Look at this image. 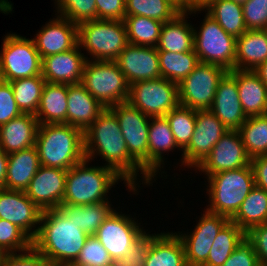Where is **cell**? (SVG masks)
<instances>
[{"label":"cell","instance_id":"obj_1","mask_svg":"<svg viewBox=\"0 0 267 266\" xmlns=\"http://www.w3.org/2000/svg\"><path fill=\"white\" fill-rule=\"evenodd\" d=\"M83 138L85 159L91 164L96 156L101 157V160L105 161L104 166L113 169L124 179L126 190L130 193L139 194L140 181L144 185L153 186V179L129 155L118 119L109 108H106L83 132Z\"/></svg>","mask_w":267,"mask_h":266},{"label":"cell","instance_id":"obj_2","mask_svg":"<svg viewBox=\"0 0 267 266\" xmlns=\"http://www.w3.org/2000/svg\"><path fill=\"white\" fill-rule=\"evenodd\" d=\"M89 237L58 208L43 210L32 247L51 264L74 262Z\"/></svg>","mask_w":267,"mask_h":266},{"label":"cell","instance_id":"obj_3","mask_svg":"<svg viewBox=\"0 0 267 266\" xmlns=\"http://www.w3.org/2000/svg\"><path fill=\"white\" fill-rule=\"evenodd\" d=\"M35 147L40 165L69 170L85 159L83 131L69 124H39Z\"/></svg>","mask_w":267,"mask_h":266},{"label":"cell","instance_id":"obj_4","mask_svg":"<svg viewBox=\"0 0 267 266\" xmlns=\"http://www.w3.org/2000/svg\"><path fill=\"white\" fill-rule=\"evenodd\" d=\"M89 162L84 159L67 170L63 204L84 206L110 200L111 188L124 181L113 169L104 165L90 166Z\"/></svg>","mask_w":267,"mask_h":266},{"label":"cell","instance_id":"obj_5","mask_svg":"<svg viewBox=\"0 0 267 266\" xmlns=\"http://www.w3.org/2000/svg\"><path fill=\"white\" fill-rule=\"evenodd\" d=\"M208 206L204 210L231 219L241 203L255 187L251 165L234 170L222 171L205 177Z\"/></svg>","mask_w":267,"mask_h":266},{"label":"cell","instance_id":"obj_6","mask_svg":"<svg viewBox=\"0 0 267 266\" xmlns=\"http://www.w3.org/2000/svg\"><path fill=\"white\" fill-rule=\"evenodd\" d=\"M78 44L89 60L115 61L129 44L123 20H92L78 25Z\"/></svg>","mask_w":267,"mask_h":266},{"label":"cell","instance_id":"obj_7","mask_svg":"<svg viewBox=\"0 0 267 266\" xmlns=\"http://www.w3.org/2000/svg\"><path fill=\"white\" fill-rule=\"evenodd\" d=\"M81 84L106 108L126 102L130 85L115 61L87 59Z\"/></svg>","mask_w":267,"mask_h":266},{"label":"cell","instance_id":"obj_8","mask_svg":"<svg viewBox=\"0 0 267 266\" xmlns=\"http://www.w3.org/2000/svg\"><path fill=\"white\" fill-rule=\"evenodd\" d=\"M1 43L0 80L11 82L42 74V58L32 38L11 32Z\"/></svg>","mask_w":267,"mask_h":266},{"label":"cell","instance_id":"obj_9","mask_svg":"<svg viewBox=\"0 0 267 266\" xmlns=\"http://www.w3.org/2000/svg\"><path fill=\"white\" fill-rule=\"evenodd\" d=\"M198 27L193 29L194 51L199 62L221 66L227 71L234 70L236 38L225 32L206 12Z\"/></svg>","mask_w":267,"mask_h":266},{"label":"cell","instance_id":"obj_10","mask_svg":"<svg viewBox=\"0 0 267 266\" xmlns=\"http://www.w3.org/2000/svg\"><path fill=\"white\" fill-rule=\"evenodd\" d=\"M149 117L165 116L179 103L178 84L163 77L130 85L127 100Z\"/></svg>","mask_w":267,"mask_h":266},{"label":"cell","instance_id":"obj_11","mask_svg":"<svg viewBox=\"0 0 267 266\" xmlns=\"http://www.w3.org/2000/svg\"><path fill=\"white\" fill-rule=\"evenodd\" d=\"M227 72L221 66L199 62L178 84L180 105L194 110L210 109L218 84Z\"/></svg>","mask_w":267,"mask_h":266},{"label":"cell","instance_id":"obj_12","mask_svg":"<svg viewBox=\"0 0 267 266\" xmlns=\"http://www.w3.org/2000/svg\"><path fill=\"white\" fill-rule=\"evenodd\" d=\"M116 115L129 155L148 174L149 116L128 101L110 106Z\"/></svg>","mask_w":267,"mask_h":266},{"label":"cell","instance_id":"obj_13","mask_svg":"<svg viewBox=\"0 0 267 266\" xmlns=\"http://www.w3.org/2000/svg\"><path fill=\"white\" fill-rule=\"evenodd\" d=\"M136 219L115 209L96 231L95 236L112 260L119 261L124 257L131 251L136 240L146 232Z\"/></svg>","mask_w":267,"mask_h":266},{"label":"cell","instance_id":"obj_14","mask_svg":"<svg viewBox=\"0 0 267 266\" xmlns=\"http://www.w3.org/2000/svg\"><path fill=\"white\" fill-rule=\"evenodd\" d=\"M229 129L209 110H196V124L188 146L182 151L181 165L195 168L211 152Z\"/></svg>","mask_w":267,"mask_h":266},{"label":"cell","instance_id":"obj_15","mask_svg":"<svg viewBox=\"0 0 267 266\" xmlns=\"http://www.w3.org/2000/svg\"><path fill=\"white\" fill-rule=\"evenodd\" d=\"M229 220L205 210L189 234L175 232L183 243L187 266H202L207 261L215 237Z\"/></svg>","mask_w":267,"mask_h":266},{"label":"cell","instance_id":"obj_16","mask_svg":"<svg viewBox=\"0 0 267 266\" xmlns=\"http://www.w3.org/2000/svg\"><path fill=\"white\" fill-rule=\"evenodd\" d=\"M241 136L238 131H228L215 144L211 152L195 168L204 175L246 167L250 164Z\"/></svg>","mask_w":267,"mask_h":266},{"label":"cell","instance_id":"obj_17","mask_svg":"<svg viewBox=\"0 0 267 266\" xmlns=\"http://www.w3.org/2000/svg\"><path fill=\"white\" fill-rule=\"evenodd\" d=\"M42 212L25 191L0 189V218L16 224L31 239L38 232Z\"/></svg>","mask_w":267,"mask_h":266},{"label":"cell","instance_id":"obj_18","mask_svg":"<svg viewBox=\"0 0 267 266\" xmlns=\"http://www.w3.org/2000/svg\"><path fill=\"white\" fill-rule=\"evenodd\" d=\"M115 62L129 85L161 77L158 49L150 46L128 44Z\"/></svg>","mask_w":267,"mask_h":266},{"label":"cell","instance_id":"obj_19","mask_svg":"<svg viewBox=\"0 0 267 266\" xmlns=\"http://www.w3.org/2000/svg\"><path fill=\"white\" fill-rule=\"evenodd\" d=\"M67 170L40 165L26 195L43 211L57 209L63 202Z\"/></svg>","mask_w":267,"mask_h":266},{"label":"cell","instance_id":"obj_20","mask_svg":"<svg viewBox=\"0 0 267 266\" xmlns=\"http://www.w3.org/2000/svg\"><path fill=\"white\" fill-rule=\"evenodd\" d=\"M34 35L35 46L41 58L71 50L78 44V25L55 14Z\"/></svg>","mask_w":267,"mask_h":266},{"label":"cell","instance_id":"obj_21","mask_svg":"<svg viewBox=\"0 0 267 266\" xmlns=\"http://www.w3.org/2000/svg\"><path fill=\"white\" fill-rule=\"evenodd\" d=\"M88 58L82 53L79 44L71 50L44 57L42 77L49 83L80 84Z\"/></svg>","mask_w":267,"mask_h":266},{"label":"cell","instance_id":"obj_22","mask_svg":"<svg viewBox=\"0 0 267 266\" xmlns=\"http://www.w3.org/2000/svg\"><path fill=\"white\" fill-rule=\"evenodd\" d=\"M209 110L230 131H237L247 119L240 103L236 78L229 71L220 80Z\"/></svg>","mask_w":267,"mask_h":266},{"label":"cell","instance_id":"obj_23","mask_svg":"<svg viewBox=\"0 0 267 266\" xmlns=\"http://www.w3.org/2000/svg\"><path fill=\"white\" fill-rule=\"evenodd\" d=\"M176 148L182 152L175 142L166 117H151L148 134V175L154 181L157 180V175H161L162 178L165 173V170H161L164 167L163 165H166L164 164L165 152L169 154L170 151L173 152Z\"/></svg>","mask_w":267,"mask_h":266},{"label":"cell","instance_id":"obj_24","mask_svg":"<svg viewBox=\"0 0 267 266\" xmlns=\"http://www.w3.org/2000/svg\"><path fill=\"white\" fill-rule=\"evenodd\" d=\"M202 12V8L193 7L188 11L179 12L172 20L164 22L156 45L158 51L181 53L194 50V25L188 22L187 18Z\"/></svg>","mask_w":267,"mask_h":266},{"label":"cell","instance_id":"obj_25","mask_svg":"<svg viewBox=\"0 0 267 266\" xmlns=\"http://www.w3.org/2000/svg\"><path fill=\"white\" fill-rule=\"evenodd\" d=\"M67 103V124L83 132L106 109L81 83L68 85Z\"/></svg>","mask_w":267,"mask_h":266},{"label":"cell","instance_id":"obj_26","mask_svg":"<svg viewBox=\"0 0 267 266\" xmlns=\"http://www.w3.org/2000/svg\"><path fill=\"white\" fill-rule=\"evenodd\" d=\"M38 127L35 115L22 113L0 126V147L10 154L35 146Z\"/></svg>","mask_w":267,"mask_h":266},{"label":"cell","instance_id":"obj_27","mask_svg":"<svg viewBox=\"0 0 267 266\" xmlns=\"http://www.w3.org/2000/svg\"><path fill=\"white\" fill-rule=\"evenodd\" d=\"M235 78L240 103L246 117L267 114V86L251 70L229 71Z\"/></svg>","mask_w":267,"mask_h":266},{"label":"cell","instance_id":"obj_28","mask_svg":"<svg viewBox=\"0 0 267 266\" xmlns=\"http://www.w3.org/2000/svg\"><path fill=\"white\" fill-rule=\"evenodd\" d=\"M144 266H187L184 246L177 234L157 233L148 245Z\"/></svg>","mask_w":267,"mask_h":266},{"label":"cell","instance_id":"obj_29","mask_svg":"<svg viewBox=\"0 0 267 266\" xmlns=\"http://www.w3.org/2000/svg\"><path fill=\"white\" fill-rule=\"evenodd\" d=\"M39 167L35 146L8 154L4 188L25 191Z\"/></svg>","mask_w":267,"mask_h":266},{"label":"cell","instance_id":"obj_30","mask_svg":"<svg viewBox=\"0 0 267 266\" xmlns=\"http://www.w3.org/2000/svg\"><path fill=\"white\" fill-rule=\"evenodd\" d=\"M68 84L46 82L35 117L39 124H67Z\"/></svg>","mask_w":267,"mask_h":266},{"label":"cell","instance_id":"obj_31","mask_svg":"<svg viewBox=\"0 0 267 266\" xmlns=\"http://www.w3.org/2000/svg\"><path fill=\"white\" fill-rule=\"evenodd\" d=\"M267 61V30H247L236 39V70L253 71Z\"/></svg>","mask_w":267,"mask_h":266},{"label":"cell","instance_id":"obj_32","mask_svg":"<svg viewBox=\"0 0 267 266\" xmlns=\"http://www.w3.org/2000/svg\"><path fill=\"white\" fill-rule=\"evenodd\" d=\"M111 200L84 206L61 204L59 210L72 219L86 234L95 235L101 224L115 210Z\"/></svg>","mask_w":267,"mask_h":266},{"label":"cell","instance_id":"obj_33","mask_svg":"<svg viewBox=\"0 0 267 266\" xmlns=\"http://www.w3.org/2000/svg\"><path fill=\"white\" fill-rule=\"evenodd\" d=\"M202 9L236 39L247 31L240 3L233 0H210Z\"/></svg>","mask_w":267,"mask_h":266},{"label":"cell","instance_id":"obj_34","mask_svg":"<svg viewBox=\"0 0 267 266\" xmlns=\"http://www.w3.org/2000/svg\"><path fill=\"white\" fill-rule=\"evenodd\" d=\"M245 233L252 227L267 222V191L255 186L230 219Z\"/></svg>","mask_w":267,"mask_h":266},{"label":"cell","instance_id":"obj_35","mask_svg":"<svg viewBox=\"0 0 267 266\" xmlns=\"http://www.w3.org/2000/svg\"><path fill=\"white\" fill-rule=\"evenodd\" d=\"M246 233L229 220L215 237L207 261L202 266H222Z\"/></svg>","mask_w":267,"mask_h":266},{"label":"cell","instance_id":"obj_36","mask_svg":"<svg viewBox=\"0 0 267 266\" xmlns=\"http://www.w3.org/2000/svg\"><path fill=\"white\" fill-rule=\"evenodd\" d=\"M161 77L179 84L199 63L194 50L189 52L158 51Z\"/></svg>","mask_w":267,"mask_h":266},{"label":"cell","instance_id":"obj_37","mask_svg":"<svg viewBox=\"0 0 267 266\" xmlns=\"http://www.w3.org/2000/svg\"><path fill=\"white\" fill-rule=\"evenodd\" d=\"M237 131L250 159L267 155V114L247 117Z\"/></svg>","mask_w":267,"mask_h":266},{"label":"cell","instance_id":"obj_38","mask_svg":"<svg viewBox=\"0 0 267 266\" xmlns=\"http://www.w3.org/2000/svg\"><path fill=\"white\" fill-rule=\"evenodd\" d=\"M9 83L13 89L14 98L20 111L22 113L36 115L46 83L42 74L29 78L16 79Z\"/></svg>","mask_w":267,"mask_h":266},{"label":"cell","instance_id":"obj_39","mask_svg":"<svg viewBox=\"0 0 267 266\" xmlns=\"http://www.w3.org/2000/svg\"><path fill=\"white\" fill-rule=\"evenodd\" d=\"M123 21L130 44L156 47L163 22L145 16H125Z\"/></svg>","mask_w":267,"mask_h":266},{"label":"cell","instance_id":"obj_40","mask_svg":"<svg viewBox=\"0 0 267 266\" xmlns=\"http://www.w3.org/2000/svg\"><path fill=\"white\" fill-rule=\"evenodd\" d=\"M181 12L169 0H126L125 16H145L160 22L172 20Z\"/></svg>","mask_w":267,"mask_h":266},{"label":"cell","instance_id":"obj_41","mask_svg":"<svg viewBox=\"0 0 267 266\" xmlns=\"http://www.w3.org/2000/svg\"><path fill=\"white\" fill-rule=\"evenodd\" d=\"M177 146L183 151L193 136L196 124V110L178 105L165 115Z\"/></svg>","mask_w":267,"mask_h":266},{"label":"cell","instance_id":"obj_42","mask_svg":"<svg viewBox=\"0 0 267 266\" xmlns=\"http://www.w3.org/2000/svg\"><path fill=\"white\" fill-rule=\"evenodd\" d=\"M54 4L57 15L76 25L97 20L96 0H54Z\"/></svg>","mask_w":267,"mask_h":266},{"label":"cell","instance_id":"obj_43","mask_svg":"<svg viewBox=\"0 0 267 266\" xmlns=\"http://www.w3.org/2000/svg\"><path fill=\"white\" fill-rule=\"evenodd\" d=\"M32 247V239L16 224L0 218V251L20 253Z\"/></svg>","mask_w":267,"mask_h":266},{"label":"cell","instance_id":"obj_44","mask_svg":"<svg viewBox=\"0 0 267 266\" xmlns=\"http://www.w3.org/2000/svg\"><path fill=\"white\" fill-rule=\"evenodd\" d=\"M111 260L108 251L97 237L90 235L73 263L78 266H100Z\"/></svg>","mask_w":267,"mask_h":266},{"label":"cell","instance_id":"obj_45","mask_svg":"<svg viewBox=\"0 0 267 266\" xmlns=\"http://www.w3.org/2000/svg\"><path fill=\"white\" fill-rule=\"evenodd\" d=\"M242 9L247 30H267V0H247Z\"/></svg>","mask_w":267,"mask_h":266},{"label":"cell","instance_id":"obj_46","mask_svg":"<svg viewBox=\"0 0 267 266\" xmlns=\"http://www.w3.org/2000/svg\"><path fill=\"white\" fill-rule=\"evenodd\" d=\"M222 266H260L253 243L245 236Z\"/></svg>","mask_w":267,"mask_h":266},{"label":"cell","instance_id":"obj_47","mask_svg":"<svg viewBox=\"0 0 267 266\" xmlns=\"http://www.w3.org/2000/svg\"><path fill=\"white\" fill-rule=\"evenodd\" d=\"M21 114L22 112L15 101L11 84L0 80V126Z\"/></svg>","mask_w":267,"mask_h":266},{"label":"cell","instance_id":"obj_48","mask_svg":"<svg viewBox=\"0 0 267 266\" xmlns=\"http://www.w3.org/2000/svg\"><path fill=\"white\" fill-rule=\"evenodd\" d=\"M2 266H52V264L31 247L20 253H5Z\"/></svg>","mask_w":267,"mask_h":266},{"label":"cell","instance_id":"obj_49","mask_svg":"<svg viewBox=\"0 0 267 266\" xmlns=\"http://www.w3.org/2000/svg\"><path fill=\"white\" fill-rule=\"evenodd\" d=\"M145 232L132 245V249L124 257L119 259L120 266H144L148 245L151 239L156 235Z\"/></svg>","mask_w":267,"mask_h":266},{"label":"cell","instance_id":"obj_50","mask_svg":"<svg viewBox=\"0 0 267 266\" xmlns=\"http://www.w3.org/2000/svg\"><path fill=\"white\" fill-rule=\"evenodd\" d=\"M246 237L253 243L260 265H267V222L252 227Z\"/></svg>","mask_w":267,"mask_h":266},{"label":"cell","instance_id":"obj_51","mask_svg":"<svg viewBox=\"0 0 267 266\" xmlns=\"http://www.w3.org/2000/svg\"><path fill=\"white\" fill-rule=\"evenodd\" d=\"M126 0H96L98 20H124Z\"/></svg>","mask_w":267,"mask_h":266},{"label":"cell","instance_id":"obj_52","mask_svg":"<svg viewBox=\"0 0 267 266\" xmlns=\"http://www.w3.org/2000/svg\"><path fill=\"white\" fill-rule=\"evenodd\" d=\"M250 165L254 174L255 186L267 191V155L252 158Z\"/></svg>","mask_w":267,"mask_h":266},{"label":"cell","instance_id":"obj_53","mask_svg":"<svg viewBox=\"0 0 267 266\" xmlns=\"http://www.w3.org/2000/svg\"><path fill=\"white\" fill-rule=\"evenodd\" d=\"M8 154L0 147V189L4 188Z\"/></svg>","mask_w":267,"mask_h":266},{"label":"cell","instance_id":"obj_54","mask_svg":"<svg viewBox=\"0 0 267 266\" xmlns=\"http://www.w3.org/2000/svg\"><path fill=\"white\" fill-rule=\"evenodd\" d=\"M253 72L261 79V81L267 86V61L259 64Z\"/></svg>","mask_w":267,"mask_h":266},{"label":"cell","instance_id":"obj_55","mask_svg":"<svg viewBox=\"0 0 267 266\" xmlns=\"http://www.w3.org/2000/svg\"><path fill=\"white\" fill-rule=\"evenodd\" d=\"M171 1L180 11H188L194 7V0H169Z\"/></svg>","mask_w":267,"mask_h":266},{"label":"cell","instance_id":"obj_56","mask_svg":"<svg viewBox=\"0 0 267 266\" xmlns=\"http://www.w3.org/2000/svg\"><path fill=\"white\" fill-rule=\"evenodd\" d=\"M210 0H194V7L202 8Z\"/></svg>","mask_w":267,"mask_h":266},{"label":"cell","instance_id":"obj_57","mask_svg":"<svg viewBox=\"0 0 267 266\" xmlns=\"http://www.w3.org/2000/svg\"><path fill=\"white\" fill-rule=\"evenodd\" d=\"M100 266H120L119 262L118 261H115V260H111L103 265H100Z\"/></svg>","mask_w":267,"mask_h":266},{"label":"cell","instance_id":"obj_58","mask_svg":"<svg viewBox=\"0 0 267 266\" xmlns=\"http://www.w3.org/2000/svg\"><path fill=\"white\" fill-rule=\"evenodd\" d=\"M52 266H78V265L74 264L73 262H69V263H54L52 264Z\"/></svg>","mask_w":267,"mask_h":266},{"label":"cell","instance_id":"obj_59","mask_svg":"<svg viewBox=\"0 0 267 266\" xmlns=\"http://www.w3.org/2000/svg\"><path fill=\"white\" fill-rule=\"evenodd\" d=\"M4 255L5 253L0 251V266H2V262H3V259H4Z\"/></svg>","mask_w":267,"mask_h":266},{"label":"cell","instance_id":"obj_60","mask_svg":"<svg viewBox=\"0 0 267 266\" xmlns=\"http://www.w3.org/2000/svg\"><path fill=\"white\" fill-rule=\"evenodd\" d=\"M233 1L240 3V4H244L247 0H233Z\"/></svg>","mask_w":267,"mask_h":266}]
</instances>
